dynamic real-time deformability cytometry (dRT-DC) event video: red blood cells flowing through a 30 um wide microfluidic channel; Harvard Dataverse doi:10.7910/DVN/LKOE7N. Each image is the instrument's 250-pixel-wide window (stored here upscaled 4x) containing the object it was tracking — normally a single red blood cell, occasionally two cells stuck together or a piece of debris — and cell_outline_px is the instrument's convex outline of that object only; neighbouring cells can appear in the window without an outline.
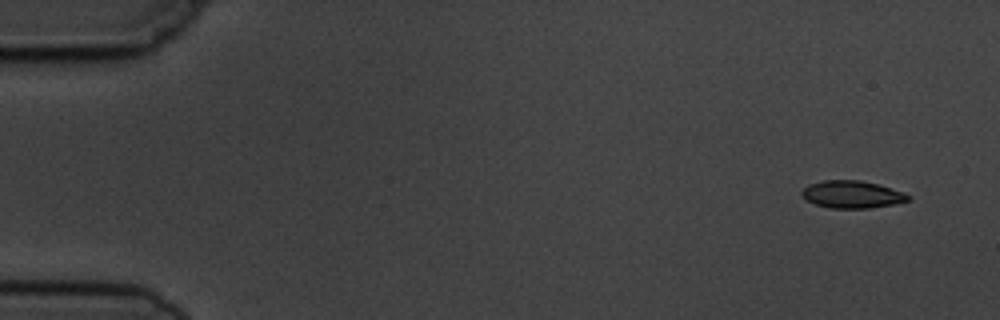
{"species": "common noctule bat (a hibernating species)", "species_latin": "Nyctalus noctula", "temperature_condition": "cold", "stored_images_in_passage": 4, "camera_frame_rate_fps": 3000, "um_per_image_px": 0.085, "animal": {"sex": "male", "body_mass_g": 19.5, "forearm_length_mm": 54.6}, "frame": {"image": 1, "passage_image": 1, "time_ms": 0.0, "image_size_px": [1000, 320], "cell_outline_px": [[908, 200], [892, 204], [868, 208], [828, 208], [816, 204], [808, 200], [800, 192], [808, 184], [824, 180], [860, 180], [876, 184], [904, 192], [908, 196]], "centroid_in_image_um": [72.38, 16.52], "position_along_channel_um": 12.6, "area_um2": 16.65}}